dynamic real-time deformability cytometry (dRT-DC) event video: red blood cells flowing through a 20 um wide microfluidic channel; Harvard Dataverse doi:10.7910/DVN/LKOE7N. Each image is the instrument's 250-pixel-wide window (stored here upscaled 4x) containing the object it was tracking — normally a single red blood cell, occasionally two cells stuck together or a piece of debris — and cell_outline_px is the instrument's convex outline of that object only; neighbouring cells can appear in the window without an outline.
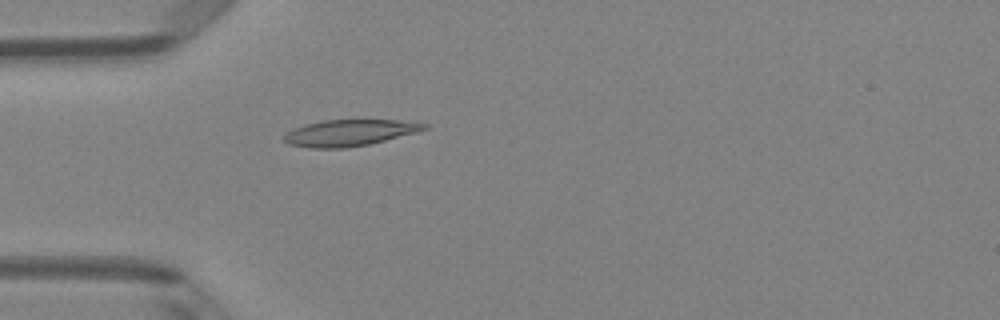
{"species": "Egyptian fruit bat (a non-hibernating species)", "species_latin": "Rousettus aegyptiacus", "temperature_condition": "room temperature", "stored_images_in_passage": 5, "camera_frame_rate_fps": 3000, "um_per_image_px": 0.085, "animal": {"sex": "female"}, "frame": {"image": 1, "passage_image": 5, "time_ms": 1.333, "image_size_px": [1000, 320], "cell_outline_px": [[428, 128], [416, 132], [368, 144], [344, 148], [312, 148], [288, 144], [284, 140], [284, 136], [288, 132], [304, 124], [324, 120], [416, 120], [428, 124]], "centroid_in_image_um": [29.76, 11.27], "position_along_channel_um": 55.2, "area_um2": 21.44}}